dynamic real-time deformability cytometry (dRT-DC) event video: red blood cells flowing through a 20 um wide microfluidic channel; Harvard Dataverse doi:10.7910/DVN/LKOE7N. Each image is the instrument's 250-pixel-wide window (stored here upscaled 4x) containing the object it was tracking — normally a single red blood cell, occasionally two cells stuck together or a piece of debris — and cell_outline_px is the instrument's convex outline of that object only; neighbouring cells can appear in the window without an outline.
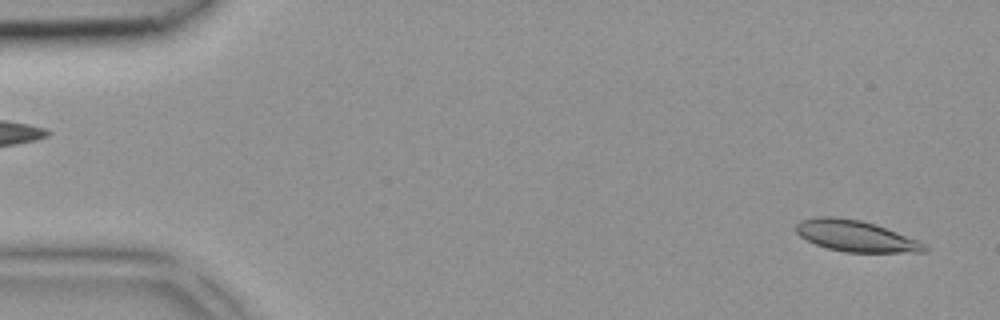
{"species": "common noctule bat (a hibernating species)", "species_latin": "Nyctalus noctula", "temperature_condition": "room temperature", "stored_images_in_passage": 4, "segment_of_instrument_passage": [1, 2], "camera_frame_rate_fps": 3000, "um_per_image_px": 0.085, "animal": {"sex": "female", "body_mass_g": 18.4}, "frame": {"image": 1, "passage_image": 1, "time_ms": 0.0, "image_size_px": [1000, 320], "cell_outline_px": [[928, 252], [844, 252], [828, 248], [816, 244], [800, 236], [796, 232], [796, 224], [800, 220], [820, 216], [836, 216], [860, 220], [876, 224], [916, 240], [924, 244], [928, 248]], "centroid_in_image_um": [72.71, 20.05], "position_along_channel_um": 12.3, "area_um2": 23.18}}